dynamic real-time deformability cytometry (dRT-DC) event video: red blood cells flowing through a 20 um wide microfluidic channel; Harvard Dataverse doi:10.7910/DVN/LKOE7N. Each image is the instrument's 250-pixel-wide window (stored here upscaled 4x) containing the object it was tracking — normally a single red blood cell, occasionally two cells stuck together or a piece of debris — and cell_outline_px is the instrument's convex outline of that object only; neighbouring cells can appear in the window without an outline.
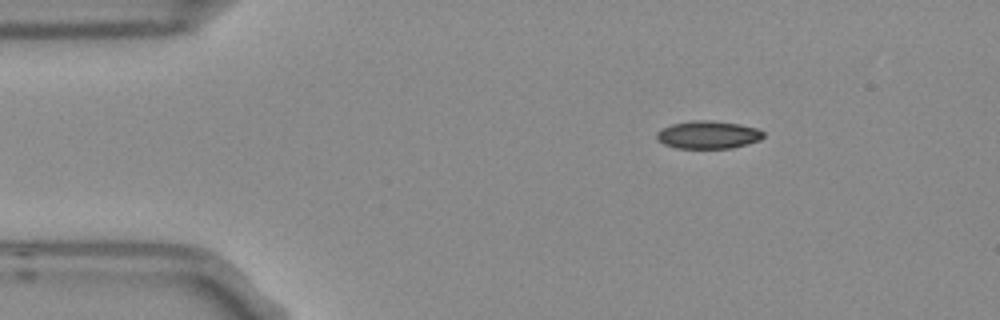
{"species": "Egyptian fruit bat (a non-hibernating species)", "species_latin": "Rousettus aegyptiacus", "temperature_condition": "room temperature", "stored_images_in_passage": 5, "camera_frame_rate_fps": 3000, "um_per_image_px": 0.085, "frame": {"image": 1, "passage_image": 5, "time_ms": 1.333, "image_size_px": [1000, 320], "cell_outline_px": [[764, 136], [760, 140], [748, 144], [732, 148], [676, 148], [664, 144], [656, 140], [656, 132], [660, 128], [672, 124], [692, 120], [712, 120], [740, 124], [756, 128], [764, 132]], "centroid_in_image_um": [60.17, 11.45], "position_along_channel_um": 24.8, "area_um2": 17.51}}